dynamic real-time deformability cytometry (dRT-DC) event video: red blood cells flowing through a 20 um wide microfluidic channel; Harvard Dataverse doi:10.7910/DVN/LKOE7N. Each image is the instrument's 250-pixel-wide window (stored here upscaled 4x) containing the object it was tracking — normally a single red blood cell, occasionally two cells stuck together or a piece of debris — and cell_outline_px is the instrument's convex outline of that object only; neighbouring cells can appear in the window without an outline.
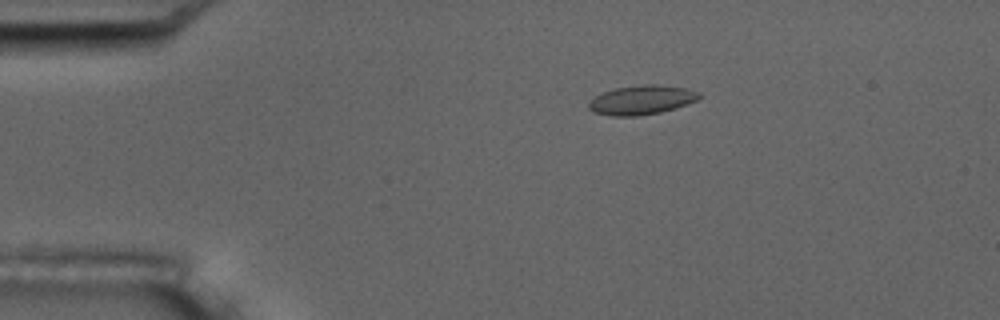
{"species": "common noctule bat (a hibernating species)", "species_latin": "Nyctalus noctula", "temperature_condition": "room temperature", "stored_images_in_passage": 9, "camera_frame_rate_fps": 3000, "um_per_image_px": 0.085, "animal": {"sex": "male", "body_mass_g": 17.5, "forearm_length_mm": 52.3}, "frame": {"image": 1, "passage_image": 3, "time_ms": 3.0, "image_size_px": [1000, 320], "cell_outline_px": [[700, 96], [696, 100], [676, 108], [660, 112], [636, 116], [612, 116], [592, 112], [588, 108], [588, 104], [596, 96], [604, 92], [616, 88], [644, 84], [660, 84], [688, 88], [700, 92]], "centroid_in_image_um": [54.55, 8.49], "position_along_channel_um": 30.4, "area_um2": 18.79}}
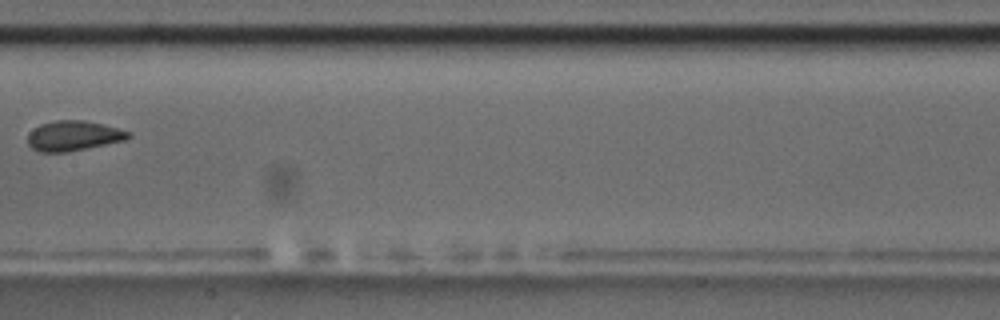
{"frame": {"image": 2, "passage_image": 8, "time_ms": 9.0, "image_size_px": [1000, 320], "cell_outline_px": [[132, 136], [124, 140], [68, 152], [40, 152], [32, 148], [28, 144], [28, 132], [32, 128], [40, 124], [56, 120], [84, 120], [132, 132]], "centroid_in_image_um": [6.2, 11.54], "position_along_channel_um": 201.2, "area_um2": 17.57}}